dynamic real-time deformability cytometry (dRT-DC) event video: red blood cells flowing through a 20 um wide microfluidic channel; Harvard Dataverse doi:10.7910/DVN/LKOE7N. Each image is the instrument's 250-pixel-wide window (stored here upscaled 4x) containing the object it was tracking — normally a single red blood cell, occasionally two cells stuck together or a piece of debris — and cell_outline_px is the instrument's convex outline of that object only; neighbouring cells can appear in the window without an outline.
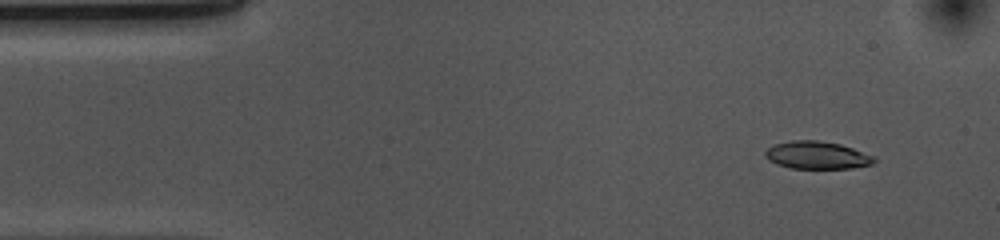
{"species": "common noctule bat (a hibernating species)", "species_latin": "Nyctalus noctula", "temperature_condition": "cold", "stored_images_in_passage": 52, "camera_frame_rate_fps": 3000, "um_per_image_px": 0.085, "animal": {"sex": "female", "body_mass_g": 10.0, "forearm_length_mm": 53.1}, "frame": {"image": 1, "passage_image": 4, "time_ms": 1.0, "image_size_px": [1000, 240], "cell_outline_px": [[876, 160], [872, 164], [852, 168], [792, 168], [776, 164], [768, 160], [764, 156], [764, 152], [768, 148], [776, 144], [792, 140], [816, 140], [840, 144], [876, 156]], "centroid_in_image_um": [69.45, 13.19], "position_along_channel_um": 15.6, "area_um2": 17.51}}
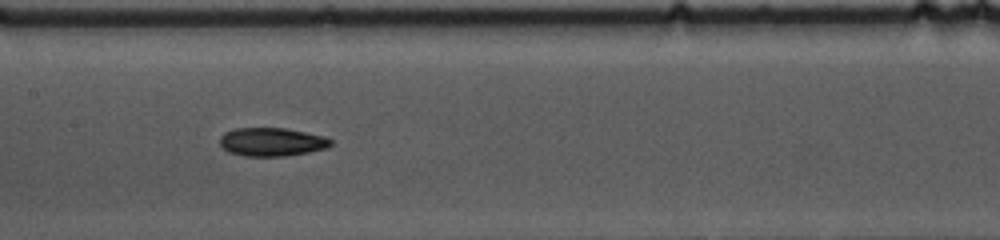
{"frame": {"image": 2, "passage_image": 24, "time_ms": 7.667, "image_size_px": [1000, 240], "cell_outline_px": [[332, 144], [328, 148], [308, 152], [284, 156], [244, 156], [228, 152], [220, 144], [220, 136], [224, 132], [236, 128], [284, 128], [324, 136], [332, 140]], "centroid_in_image_um": [23.09, 12.06], "position_along_channel_um": 184.3, "area_um2": 18.38}}
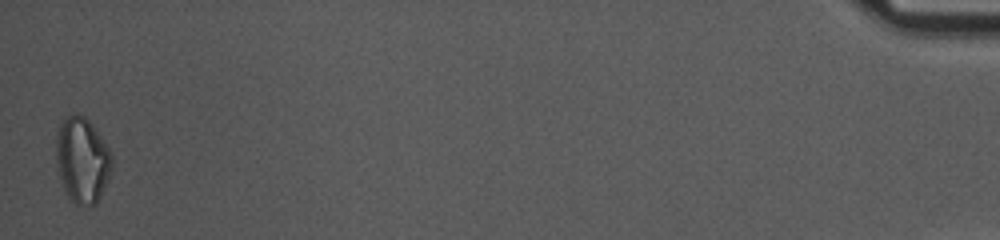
{"frame": {"image": 3, "passage_image": 52, "time_ms": 17.0, "image_size_px": [1000, 240], "cell_outline_px": [[112, 168], [104, 188], [96, 204], [76, 204], [68, 196], [64, 188], [56, 164], [56, 132], [60, 124], [72, 112], [76, 112], [84, 116], [92, 124], [108, 148], [112, 156]], "centroid_in_image_um": [6.98, 13.56], "position_along_channel_um": 428.2, "area_um2": 27.57}, "authors_computed_cell_mechanics": {"area_um2": 18.5249, "velocity_mm_per_s": 3.6907, "shape_relaxation_time_tau1_ms": 4.4594, "shape_relaxation_time_tau2_ms": 7.63, "deformation_change_tau1": 0.1374, "deformation_change_tau2": 0.151}}